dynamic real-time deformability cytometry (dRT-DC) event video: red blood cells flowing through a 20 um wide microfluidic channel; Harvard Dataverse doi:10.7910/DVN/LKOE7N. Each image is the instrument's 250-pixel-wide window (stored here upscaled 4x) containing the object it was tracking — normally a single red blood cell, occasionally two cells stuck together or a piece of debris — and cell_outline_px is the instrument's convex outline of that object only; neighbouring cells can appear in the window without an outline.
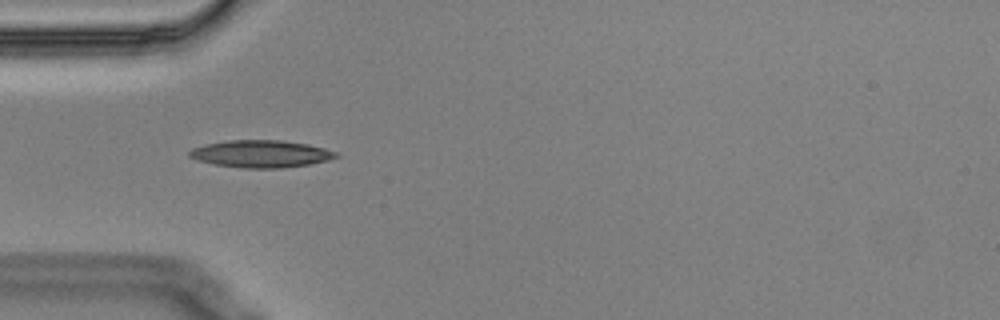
{"species": "Egyptian fruit bat (a non-hibernating species)", "species_latin": "Rousettus aegyptiacus", "temperature_condition": "cold", "stored_images_in_passage": 2, "camera_frame_rate_fps": 3000, "um_per_image_px": 0.085, "animal": {"sex": "male"}, "frame": {"image": 1, "passage_image": 1, "time_ms": 0.0, "image_size_px": [1000, 320], "cell_outline_px": [[340, 156], [328, 160], [308, 164], [280, 168], [244, 168], [216, 164], [196, 160], [188, 156], [188, 152], [192, 148], [204, 144], [228, 140], [280, 140], [308, 144], [340, 152]], "centroid_in_image_um": [22.19, 13.07], "position_along_channel_um": 62.8, "area_um2": 23.35}}
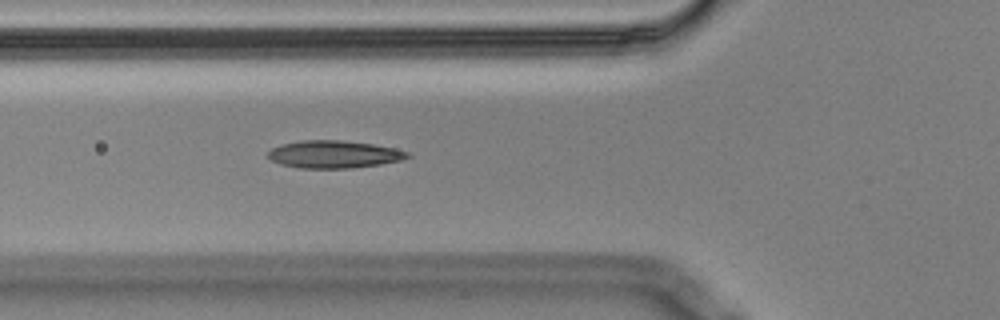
{"frame": {"image": 2, "passage_image": 2, "time_ms": 0.333, "image_size_px": [1000, 320], "cell_outline_px": [[412, 156], [400, 160], [380, 164], [352, 168], [300, 168], [280, 164], [272, 160], [268, 156], [268, 152], [272, 148], [280, 144], [300, 140], [340, 140], [372, 144], [396, 148], [408, 152]], "centroid_in_image_um": [28.38, 13.11], "position_along_channel_um": 97.4, "area_um2": 22.37}}